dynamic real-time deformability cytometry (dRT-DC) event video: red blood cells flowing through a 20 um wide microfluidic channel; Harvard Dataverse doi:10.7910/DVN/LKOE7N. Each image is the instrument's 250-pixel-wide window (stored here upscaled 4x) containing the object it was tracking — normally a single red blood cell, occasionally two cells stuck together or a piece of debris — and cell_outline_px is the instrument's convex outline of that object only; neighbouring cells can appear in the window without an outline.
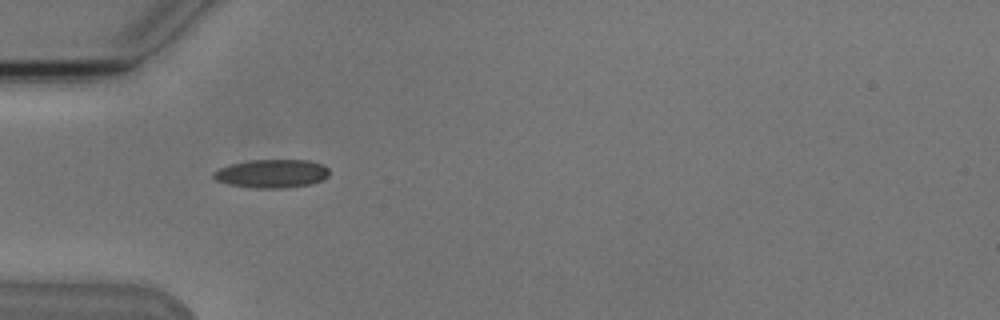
{"species": "Egyptian fruit bat (a non-hibernating species)", "species_latin": "Rousettus aegyptiacus", "temperature_condition": "cold", "stored_images_in_passage": 10, "camera_frame_rate_fps": 3000, "um_per_image_px": 0.085, "animal": {"sex": "male"}, "frame": {"image": 1, "passage_image": 4, "time_ms": 4.333, "image_size_px": [1000, 320], "cell_outline_px": [[328, 176], [324, 180], [312, 184], [288, 188], [256, 188], [228, 184], [216, 180], [212, 176], [212, 172], [220, 168], [232, 164], [252, 160], [308, 160], [324, 164], [328, 168]], "centroid_in_image_um": [23.14, 14.76], "position_along_channel_um": 61.9, "area_um2": 19.31}}
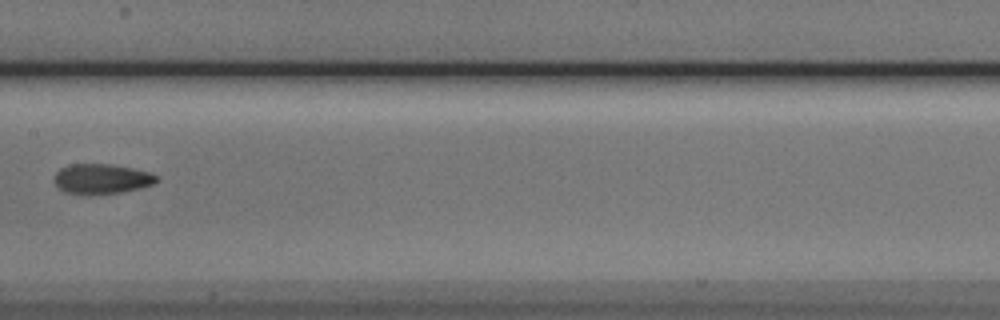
{"frame": {"image": 2, "passage_image": 7, "time_ms": 8.0, "image_size_px": [1000, 320], "cell_outline_px": [[156, 180], [152, 184], [140, 188], [124, 192], [88, 196], [80, 196], [64, 192], [52, 180], [52, 176], [60, 168], [68, 164], [112, 164], [152, 172], [156, 176]], "centroid_in_image_um": [8.57, 15.22], "position_along_channel_um": 198.8, "area_um2": 18.44}}
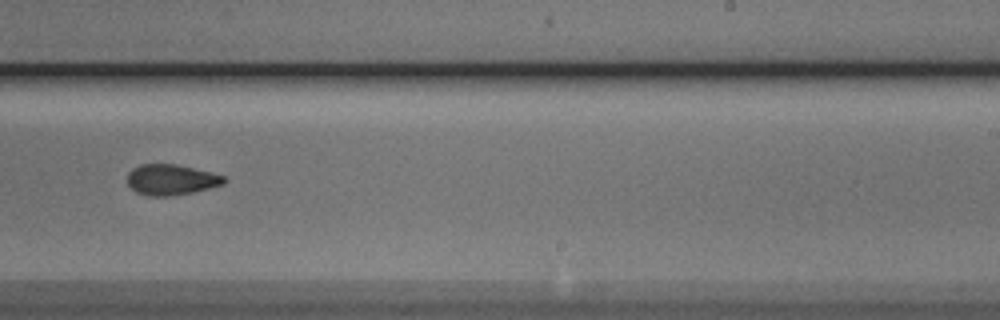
{"frame": {"image": 3, "passage_image": 9, "time_ms": 10.0, "image_size_px": [1000, 320], "cell_outline_px": [[228, 180], [224, 184], [192, 192], [168, 196], [148, 196], [136, 192], [128, 184], [128, 172], [132, 168], [140, 164], [176, 164], [224, 176]], "centroid_in_image_um": [14.52, 15.27], "position_along_channel_um": 274.5, "area_um2": 17.11}}